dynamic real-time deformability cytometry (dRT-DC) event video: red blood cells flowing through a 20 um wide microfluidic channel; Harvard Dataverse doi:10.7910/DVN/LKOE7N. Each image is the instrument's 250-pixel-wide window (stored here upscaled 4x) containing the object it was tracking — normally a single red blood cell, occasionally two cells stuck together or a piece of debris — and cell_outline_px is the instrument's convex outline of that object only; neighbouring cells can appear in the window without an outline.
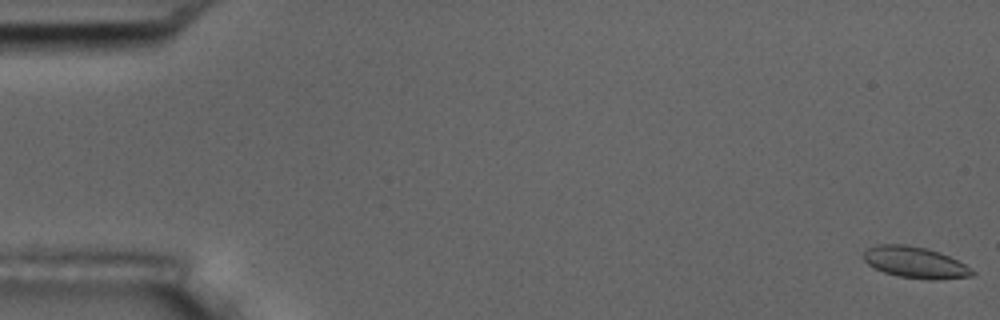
{"species": "common noctule bat (a hibernating species)", "species_latin": "Nyctalus noctula", "temperature_condition": "room temperature", "stored_images_in_passage": 56, "camera_frame_rate_fps": 3000, "um_per_image_px": 0.085, "animal": {"sex": "male", "body_mass_g": 17.5, "forearm_length_mm": 52.3}, "frame": {"image": 1, "passage_image": 1, "time_ms": 0.0, "image_size_px": [1000, 320], "cell_outline_px": [[976, 272], [972, 276], [928, 280], [900, 276], [884, 272], [868, 264], [864, 260], [864, 252], [868, 248], [876, 244], [904, 244], [928, 248], [940, 252], [964, 264]], "centroid_in_image_um": [77.78, 22.29], "position_along_channel_um": 7.2, "area_um2": 19.65}}
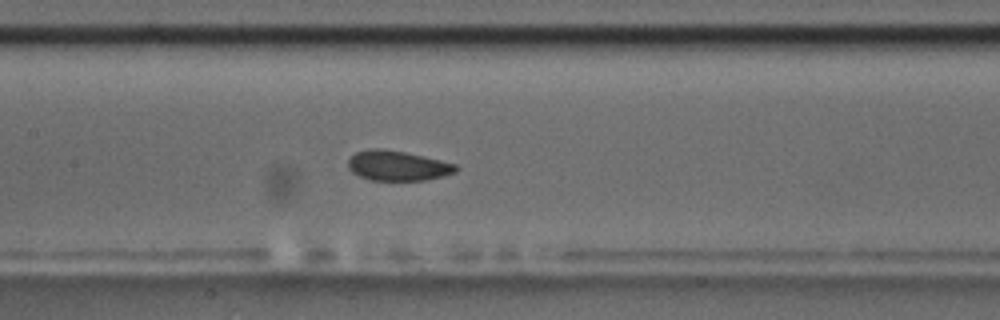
{"frame": {"image": 2, "passage_image": 27, "time_ms": 8.667, "image_size_px": [1000, 320], "cell_outline_px": [[460, 168], [456, 172], [444, 176], [424, 180], [372, 180], [360, 176], [352, 172], [348, 168], [348, 160], [356, 152], [372, 148], [384, 148], [424, 156], [456, 164]], "centroid_in_image_um": [33.81, 14.08], "position_along_channel_um": 173.6, "area_um2": 18.84}}
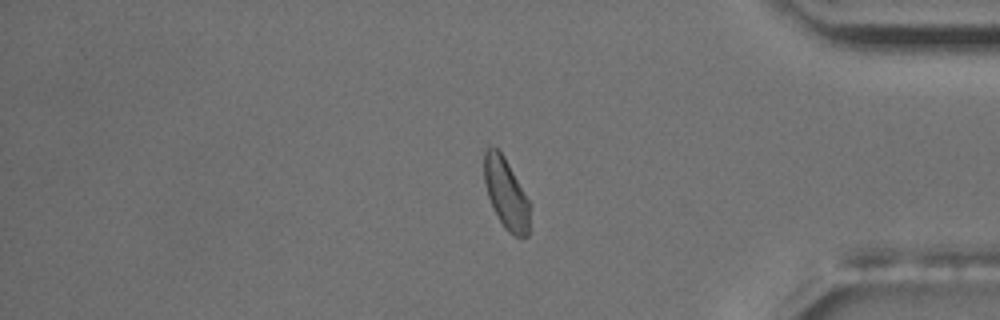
{"frame": {"image": 3, "passage_image": 47, "time_ms": 15.333, "image_size_px": [1000, 320], "cell_outline_px": [[532, 204], [528, 236], [516, 236], [508, 232], [504, 228], [492, 208], [488, 196], [484, 180], [484, 152], [492, 144], [504, 156]], "centroid_in_image_um": [43.04, 16.47], "position_along_channel_um": 392.2, "area_um2": 19.19}, "authors_computed_cell_mechanics": {"area_um2": 19.3341, "velocity_mm_per_s": 3.6325, "shape_relaxation_time_tau1_ms": 3.7773, "shape_relaxation_time_tau2_ms": 1.5763, "deformation_change_tau1": 0.0675, "deformation_change_tau2": 0.062}}